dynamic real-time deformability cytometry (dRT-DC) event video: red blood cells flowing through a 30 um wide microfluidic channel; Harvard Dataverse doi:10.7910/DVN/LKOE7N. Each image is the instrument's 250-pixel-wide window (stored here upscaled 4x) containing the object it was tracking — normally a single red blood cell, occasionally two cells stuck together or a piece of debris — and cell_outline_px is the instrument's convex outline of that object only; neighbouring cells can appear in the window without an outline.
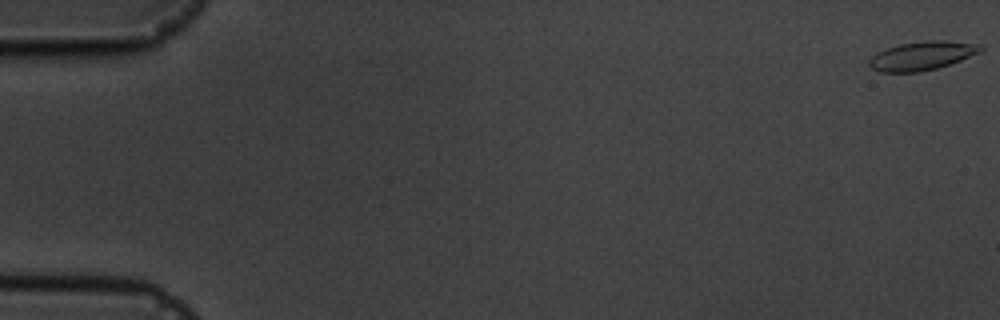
{"species": "common noctule bat (a hibernating species)", "species_latin": "Nyctalus noctula", "temperature_condition": "cold", "stored_images_in_passage": 6, "camera_frame_rate_fps": 3000, "um_per_image_px": 0.085, "animal": {"sex": "male", "body_mass_g": 19.5, "forearm_length_mm": 54.6}, "frame": {"image": 1, "passage_image": 1, "time_ms": 0.0, "image_size_px": [1000, 320], "cell_outline_px": [[984, 48], [980, 52], [960, 60], [936, 68], [920, 72], [880, 72], [872, 68], [868, 64], [868, 60], [872, 56], [888, 48], [900, 44], [928, 40], [940, 40], [980, 44]], "centroid_in_image_um": [78.37, 4.74], "position_along_channel_um": 6.6, "area_um2": 18.38}}
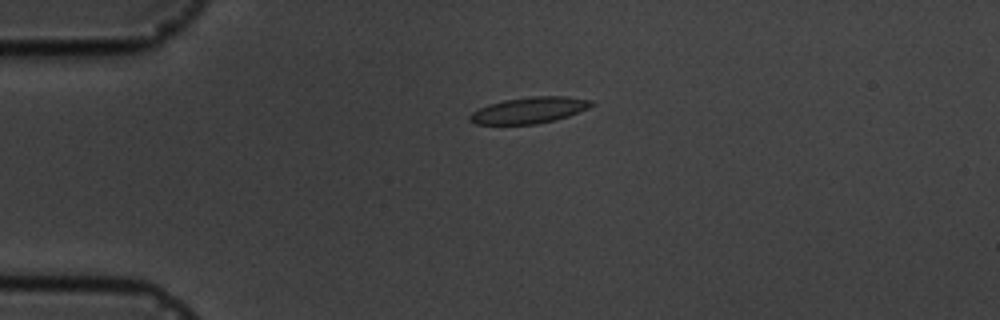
{"frame": {"image": 2, "passage_image": 4, "time_ms": 4.333, "image_size_px": [1000, 320], "cell_outline_px": [[596, 104], [588, 108], [568, 116], [556, 120], [536, 124], [476, 124], [468, 120], [468, 116], [472, 112], [488, 104], [504, 100], [532, 96], [568, 96], [592, 100]], "centroid_in_image_um": [45.0, 9.36], "position_along_channel_um": 40.0, "area_um2": 18.67}}
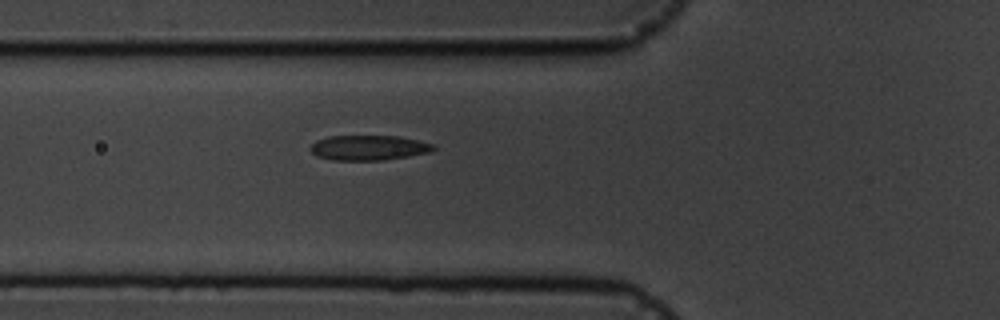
{"frame": {"image": 3, "passage_image": 6, "time_ms": 6.667, "image_size_px": [1000, 320], "cell_outline_px": [[436, 148], [432, 152], [384, 160], [332, 160], [316, 156], [308, 148], [316, 140], [328, 136], [396, 136], [436, 144]], "centroid_in_image_um": [31.33, 12.56], "position_along_channel_um": 94.5, "area_um2": 18.03}}